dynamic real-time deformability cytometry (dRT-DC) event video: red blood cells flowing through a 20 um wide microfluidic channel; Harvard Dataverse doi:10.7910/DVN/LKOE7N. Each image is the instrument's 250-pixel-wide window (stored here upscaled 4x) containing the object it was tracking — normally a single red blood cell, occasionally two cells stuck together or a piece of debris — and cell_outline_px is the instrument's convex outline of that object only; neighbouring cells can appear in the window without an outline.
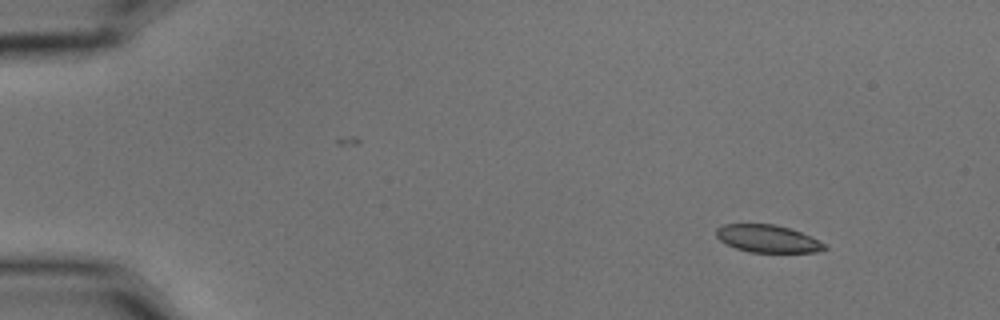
{"species": "common noctule bat (a hibernating species)", "species_latin": "Nyctalus noctula", "temperature_condition": "cold", "stored_images_in_passage": 4, "camera_frame_rate_fps": 3000, "um_per_image_px": 0.085, "animal": {"sex": "male", "body_mass_g": 15.6}, "frame": {"image": 1, "passage_image": 1, "time_ms": 0.0, "image_size_px": [1000, 320], "cell_outline_px": [[828, 248], [816, 252], [748, 252], [736, 248], [720, 240], [716, 236], [716, 228], [724, 224], [776, 224], [800, 232], [824, 244]], "centroid_in_image_um": [65.21, 20.28], "position_along_channel_um": 19.8, "area_um2": 17.11}}
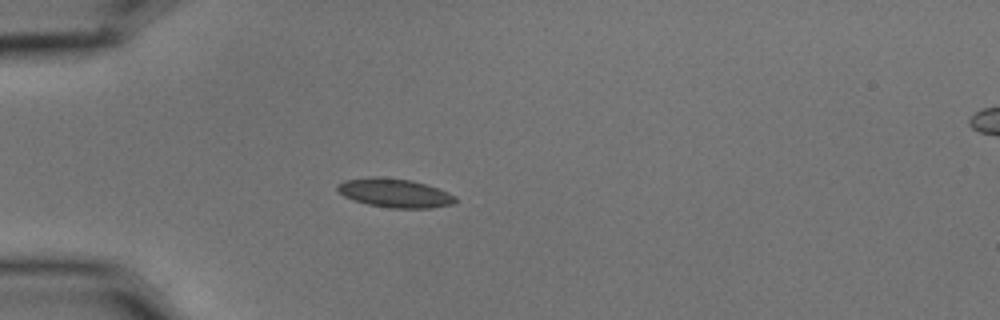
{"frame": {"image": 2, "passage_image": 4, "time_ms": 1.0, "image_size_px": [1000, 320], "cell_outline_px": [[456, 200], [452, 204], [432, 208], [388, 208], [368, 204], [352, 200], [344, 196], [336, 188], [336, 184], [344, 180], [372, 176], [376, 176], [412, 180], [448, 192], [456, 196]], "centroid_in_image_um": [33.51, 16.4], "position_along_channel_um": 51.5, "area_um2": 19.88}}